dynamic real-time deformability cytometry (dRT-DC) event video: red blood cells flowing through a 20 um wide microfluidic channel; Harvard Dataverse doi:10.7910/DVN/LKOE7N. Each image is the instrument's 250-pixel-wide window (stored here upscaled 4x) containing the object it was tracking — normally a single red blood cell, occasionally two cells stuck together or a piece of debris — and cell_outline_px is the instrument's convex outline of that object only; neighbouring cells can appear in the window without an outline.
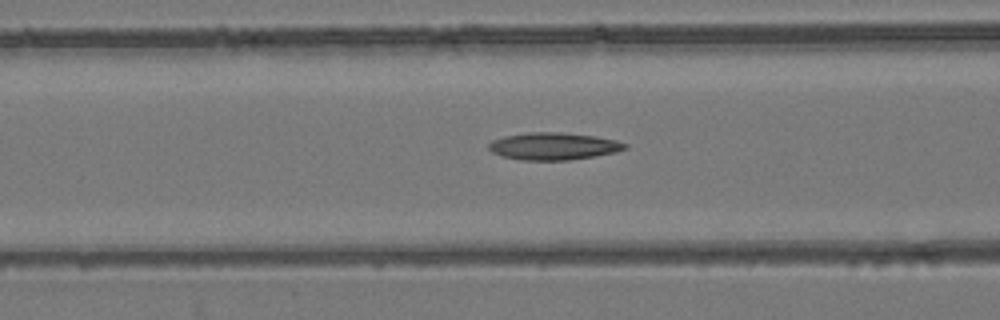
{"species": "common noctule bat (a hibernating species)", "species_latin": "Nyctalus noctula", "temperature_condition": "room temperature", "stored_images_in_passage": 49, "camera_frame_rate_fps": 3000, "um_per_image_px": 0.085, "animal": {"sex": "female", "body_mass_g": 24.6, "forearm_length_mm": 56.2}, "frame": {"image": 1, "passage_image": 22, "time_ms": 7.0, "image_size_px": [1000, 320], "cell_outline_px": [[628, 148], [616, 152], [568, 160], [520, 160], [504, 156], [492, 152], [488, 148], [488, 144], [492, 140], [504, 136], [528, 132], [560, 132], [596, 136], [616, 140], [628, 144]], "centroid_in_image_um": [47.05, 12.42], "position_along_channel_um": 119.5, "area_um2": 21.62}}
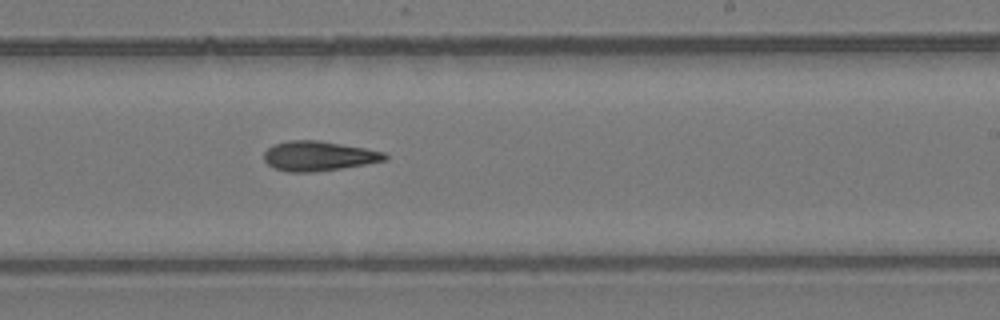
{"frame": {"image": 2, "passage_image": 33, "time_ms": 10.667, "image_size_px": [1000, 320], "cell_outline_px": [[388, 160], [340, 168], [312, 172], [288, 172], [276, 168], [268, 164], [264, 160], [264, 152], [272, 144], [288, 140], [320, 140], [364, 148], [384, 152], [388, 156]], "centroid_in_image_um": [27.06, 13.25], "position_along_channel_um": 261.9, "area_um2": 20.87}}
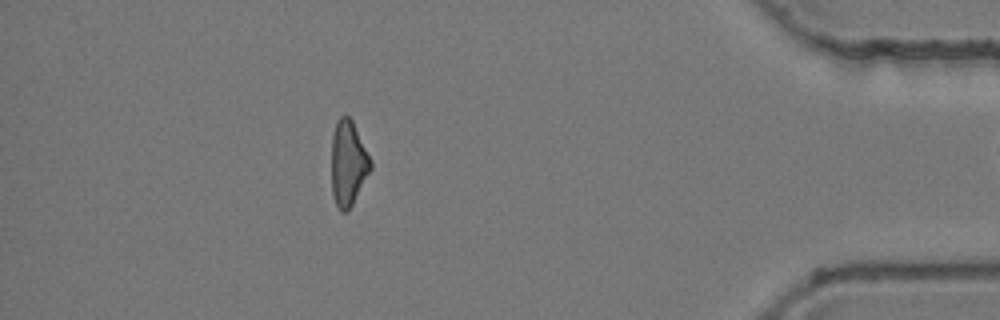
{"frame": {"image": 3, "passage_image": 48, "time_ms": 15.667, "image_size_px": [1000, 320], "cell_outline_px": [[372, 168], [348, 212], [340, 212], [336, 204], [332, 192], [332, 136], [336, 120], [344, 112], [352, 120], [372, 160]], "centroid_in_image_um": [29.6, 13.85], "position_along_channel_um": 405.6, "area_um2": 19.59}}